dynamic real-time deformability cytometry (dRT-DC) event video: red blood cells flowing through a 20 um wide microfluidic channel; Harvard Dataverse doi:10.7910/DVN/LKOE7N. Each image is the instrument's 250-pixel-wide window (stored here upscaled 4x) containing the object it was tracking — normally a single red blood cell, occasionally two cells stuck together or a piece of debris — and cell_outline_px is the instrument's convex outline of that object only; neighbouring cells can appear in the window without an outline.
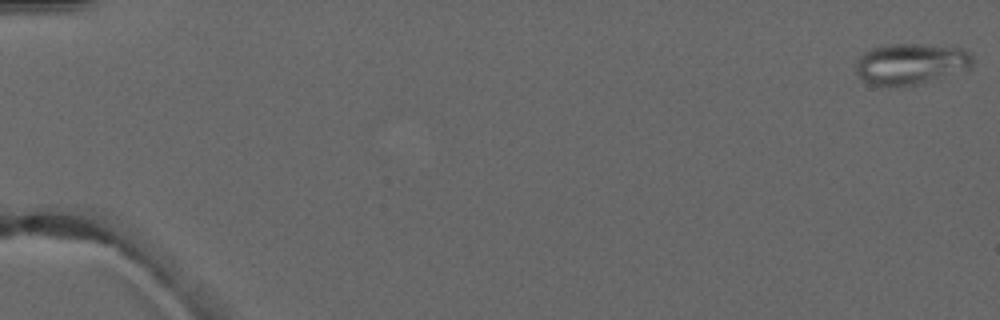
{"species": "common noctule bat (a hibernating species)", "species_latin": "Nyctalus noctula", "temperature_condition": "warm", "stored_images_in_passage": 5, "camera_frame_rate_fps": 3000, "um_per_image_px": 0.085, "animal": {"sex": "male", "forearm_length_mm": 52.5}, "frame": {"image": 1, "passage_image": 1, "time_ms": 0.0, "image_size_px": [1000, 320], "cell_outline_px": [[972, 68], [920, 84], [892, 88], [888, 88], [872, 84], [864, 80], [856, 72], [856, 64], [860, 56], [864, 52], [872, 48], [888, 44], [924, 44], [960, 48], [968, 52], [972, 56]], "centroid_in_image_um": [77.41, 5.45], "position_along_channel_um": 7.6, "area_um2": 28.21}}
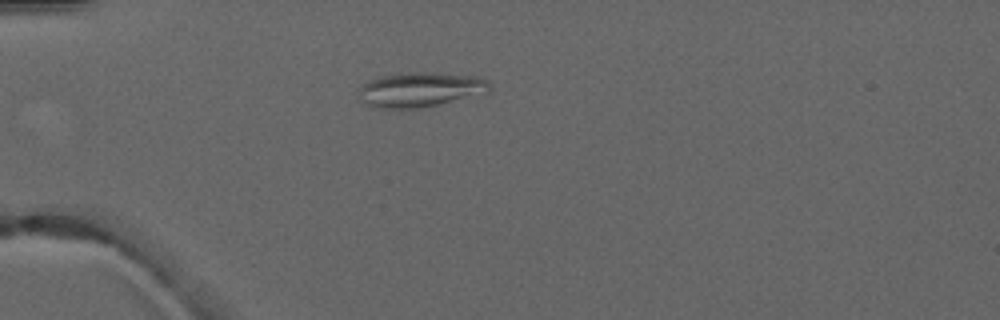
{"frame": {"image": 2, "passage_image": 5, "time_ms": 4.667, "image_size_px": [1000, 320], "cell_outline_px": [[492, 88], [488, 92], [420, 108], [380, 108], [368, 104], [360, 100], [356, 96], [360, 88], [368, 80], [380, 76], [408, 72], [416, 72], [476, 76], [488, 80], [492, 84]], "centroid_in_image_um": [35.7, 7.61], "position_along_channel_um": 49.3, "area_um2": 26.24}}